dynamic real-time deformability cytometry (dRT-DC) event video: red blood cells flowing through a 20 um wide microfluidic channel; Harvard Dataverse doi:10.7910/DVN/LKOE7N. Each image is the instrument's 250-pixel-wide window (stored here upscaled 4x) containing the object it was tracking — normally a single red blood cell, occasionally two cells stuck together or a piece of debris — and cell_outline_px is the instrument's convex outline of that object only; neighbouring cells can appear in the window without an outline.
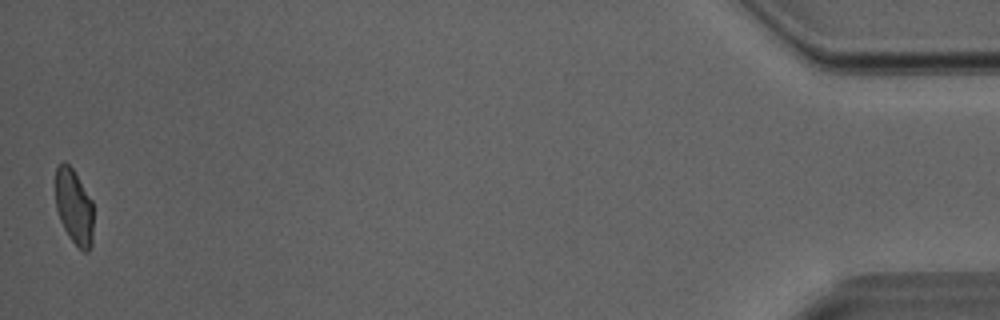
{"species": "Egyptian fruit bat (a non-hibernating species)", "species_latin": "Rousettus aegyptiacus", "temperature_condition": "room temperature", "stored_images_in_passage": 36, "camera_frame_rate_fps": 3000, "um_per_image_px": 0.085, "animal": {"sex": "male"}, "frame": {"image": 1, "passage_image": 36, "time_ms": 11.667, "image_size_px": [1000, 320], "cell_outline_px": [[92, 244], [88, 252], [84, 252], [72, 240], [64, 228], [60, 220], [56, 208], [56, 168], [64, 160], [72, 168], [92, 200]], "centroid_in_image_um": [6.29, 17.57], "position_along_channel_um": 428.9, "area_um2": 16.42}}